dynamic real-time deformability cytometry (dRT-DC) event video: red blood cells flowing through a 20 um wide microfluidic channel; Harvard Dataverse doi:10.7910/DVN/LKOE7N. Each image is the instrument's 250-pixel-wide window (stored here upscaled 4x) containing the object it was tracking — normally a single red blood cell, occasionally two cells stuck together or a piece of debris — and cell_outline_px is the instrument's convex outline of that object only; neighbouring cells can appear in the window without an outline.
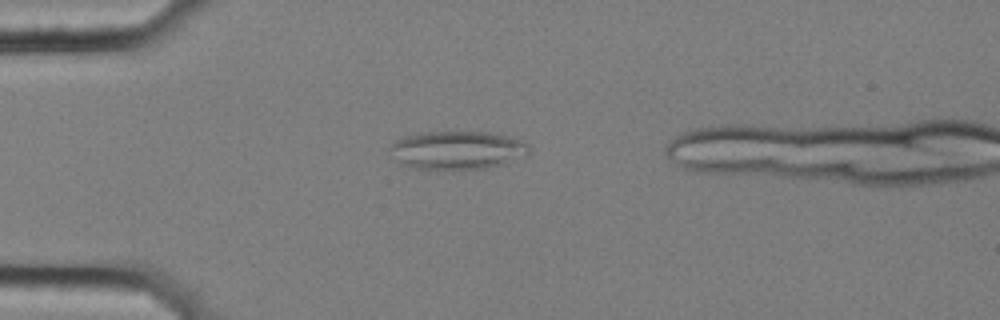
{"species": "common noctule bat (a hibernating species)", "species_latin": "Nyctalus noctula", "temperature_condition": "cold", "stored_images_in_passage": 37, "camera_frame_rate_fps": 3000, "um_per_image_px": 0.085, "animal": {"sex": "female", "body_mass_g": 25.1}, "frame": {"image": 1, "passage_image": 1, "time_ms": 0.0, "image_size_px": [1000, 320], "cell_outline_px": [[532, 148], [524, 156], [488, 168], [412, 168], [400, 164], [388, 148], [396, 140], [404, 136], [424, 132], [496, 132], [520, 140], [528, 144]], "centroid_in_image_um": [38.87, 12.74], "position_along_channel_um": 46.1, "area_um2": 30.75}}
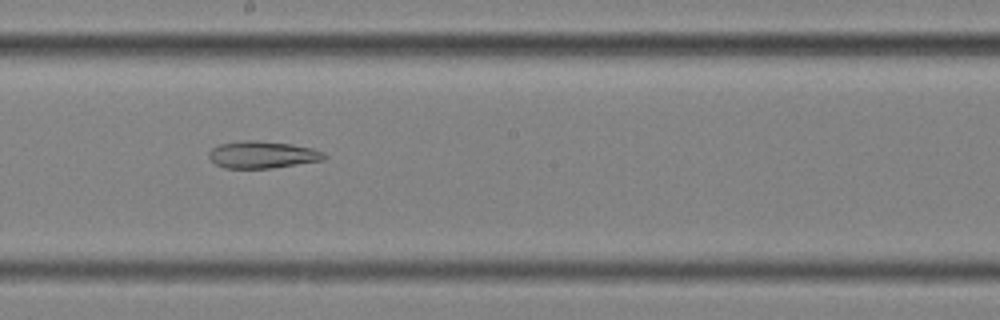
{"frame": {"image": 2, "passage_image": 18, "time_ms": 5.667, "image_size_px": [1000, 320], "cell_outline_px": [[328, 156], [324, 160], [272, 168], [224, 168], [216, 164], [208, 156], [208, 152], [212, 148], [220, 144], [244, 140], [256, 140], [292, 144], [312, 148], [324, 152]], "centroid_in_image_um": [22.32, 13.14], "position_along_channel_um": 225.9, "area_um2": 18.26}}
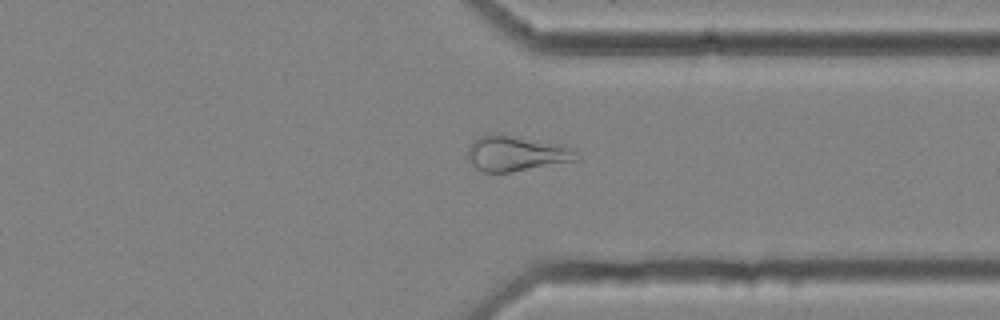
{"frame": {"image": 3, "passage_image": 30, "time_ms": 9.667, "image_size_px": [1000, 320], "cell_outline_px": [[580, 160], [508, 172], [484, 172], [476, 168], [468, 160], [468, 148], [480, 136], [492, 132], [504, 132], [572, 148], [580, 152]], "centroid_in_image_um": [43.89, 13.02], "position_along_channel_um": 367.5, "area_um2": 22.66}}